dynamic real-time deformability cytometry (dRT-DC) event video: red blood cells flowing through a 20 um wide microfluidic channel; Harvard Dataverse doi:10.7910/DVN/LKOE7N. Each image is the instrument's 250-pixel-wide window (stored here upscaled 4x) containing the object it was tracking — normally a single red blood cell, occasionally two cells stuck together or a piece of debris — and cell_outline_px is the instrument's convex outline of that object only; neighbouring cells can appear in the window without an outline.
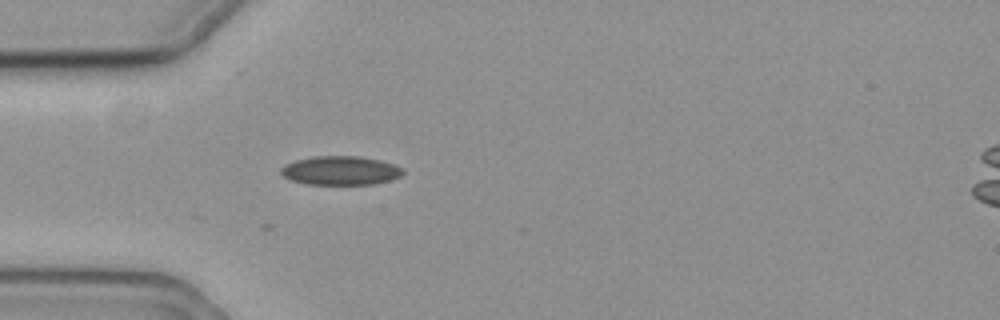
{"species": "common noctule bat (a hibernating species)", "species_latin": "Nyctalus noctula", "temperature_condition": "cold", "stored_images_in_passage": 10, "camera_frame_rate_fps": 3000, "um_per_image_px": 0.085, "animal": {"sex": "female", "body_mass_g": 19.3, "forearm_length_mm": 54.1}, "frame": {"image": 1, "passage_image": 3, "time_ms": 0.667, "image_size_px": [1000, 320], "cell_outline_px": [[404, 172], [400, 176], [388, 180], [372, 184], [308, 184], [292, 180], [284, 176], [280, 172], [280, 168], [284, 164], [296, 160], [316, 156], [360, 156], [380, 160], [392, 164], [400, 168]], "centroid_in_image_um": [28.9, 14.49], "position_along_channel_um": 56.1, "area_um2": 20.29}}
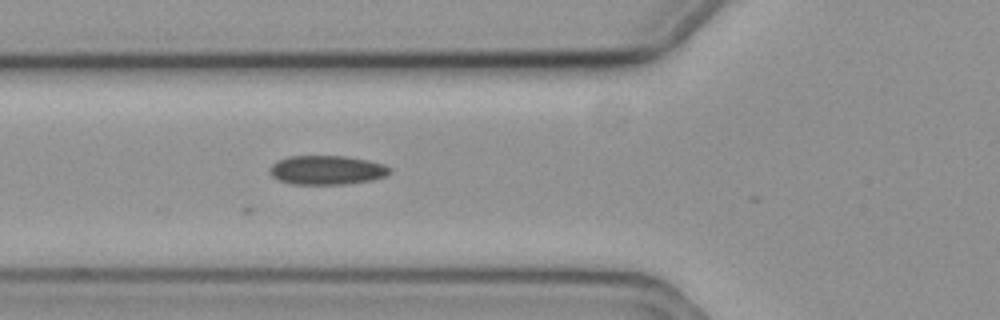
{"frame": {"image": 2, "passage_image": 7, "time_ms": 2.0, "image_size_px": [1000, 320], "cell_outline_px": [[392, 172], [384, 176], [372, 180], [348, 184], [292, 184], [280, 180], [272, 176], [272, 164], [288, 156], [348, 156], [368, 160], [384, 164], [392, 168]], "centroid_in_image_um": [27.86, 14.45], "position_along_channel_um": 97.9, "area_um2": 20.29}}